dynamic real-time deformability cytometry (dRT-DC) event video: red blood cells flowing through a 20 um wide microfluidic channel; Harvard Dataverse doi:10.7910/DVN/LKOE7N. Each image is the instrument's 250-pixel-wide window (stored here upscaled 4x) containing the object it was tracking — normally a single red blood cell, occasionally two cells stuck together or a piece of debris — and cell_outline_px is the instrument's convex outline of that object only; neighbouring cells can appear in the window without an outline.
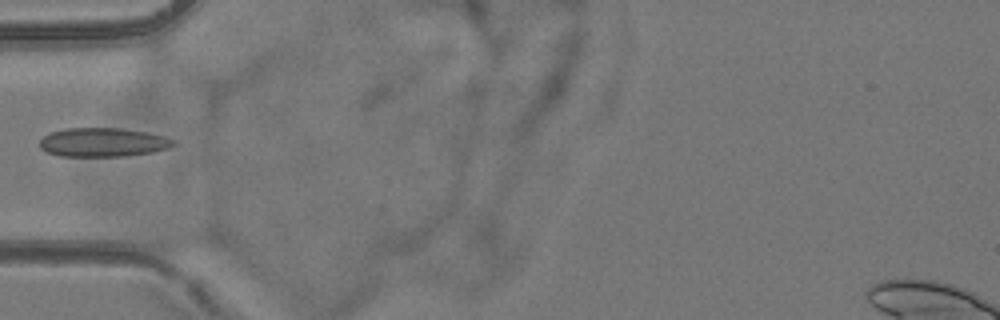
{"species": "common noctule bat (a hibernating species)", "species_latin": "Nyctalus noctula", "temperature_condition": "room temperature", "stored_images_in_passage": 2, "camera_frame_rate_fps": 3000, "um_per_image_px": 0.085, "animal": {"sex": "female", "body_mass_g": 24.6, "forearm_length_mm": 56.2}, "frame": {"image": 1, "passage_image": 2, "time_ms": 1.0, "image_size_px": [1000, 320], "cell_outline_px": [[176, 144], [168, 148], [152, 152], [128, 156], [60, 156], [48, 152], [40, 148], [40, 140], [48, 132], [64, 128], [120, 128], [148, 132], [164, 136], [176, 140]], "centroid_in_image_um": [8.76, 12.09], "position_along_channel_um": 76.2, "area_um2": 22.72}}